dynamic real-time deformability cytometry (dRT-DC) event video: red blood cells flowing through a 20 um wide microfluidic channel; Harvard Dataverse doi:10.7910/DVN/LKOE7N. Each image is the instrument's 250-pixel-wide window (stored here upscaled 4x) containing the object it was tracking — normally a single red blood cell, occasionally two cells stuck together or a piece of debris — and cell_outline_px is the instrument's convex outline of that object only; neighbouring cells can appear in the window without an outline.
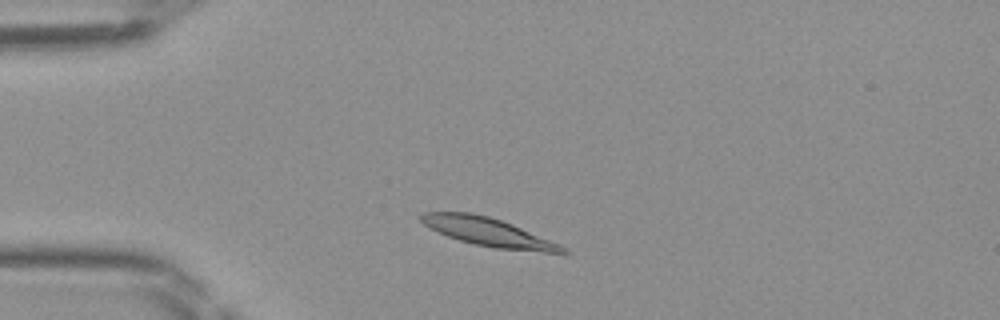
{"species": "Egyptian fruit bat (a non-hibernating species)", "species_latin": "Rousettus aegyptiacus", "temperature_condition": "room temperature", "stored_images_in_passage": 41, "camera_frame_rate_fps": 3000, "um_per_image_px": 0.085, "frame": {"image": 1, "passage_image": 5, "time_ms": 1.333, "image_size_px": [1000, 320], "cell_outline_px": [[572, 252], [544, 252], [496, 248], [476, 244], [460, 240], [448, 236], [424, 224], [420, 220], [420, 216], [424, 212], [472, 212], [488, 216], [512, 224], [560, 244], [568, 248]], "centroid_in_image_um": [41.53, 19.72], "position_along_channel_um": 43.5, "area_um2": 22.95}}
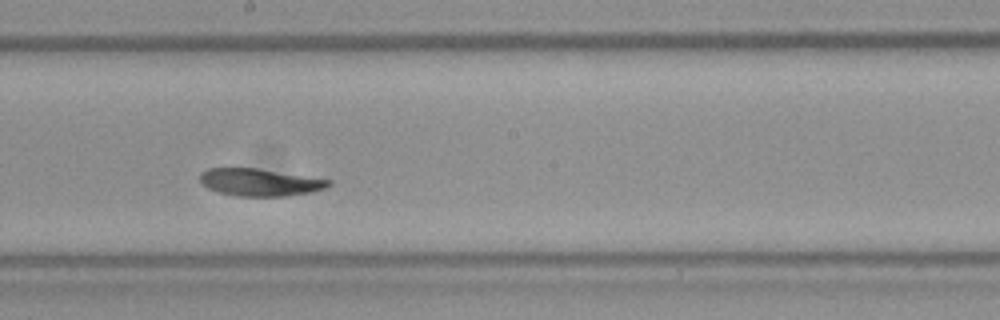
{"frame": {"image": 2, "passage_image": 20, "time_ms": 6.333, "image_size_px": [1000, 320], "cell_outline_px": [[332, 184], [328, 188], [312, 192], [288, 196], [236, 196], [220, 192], [208, 188], [200, 180], [200, 172], [208, 168], [256, 168], [332, 180]], "centroid_in_image_um": [22.13, 15.49], "position_along_channel_um": 226.1, "area_um2": 20.52}}
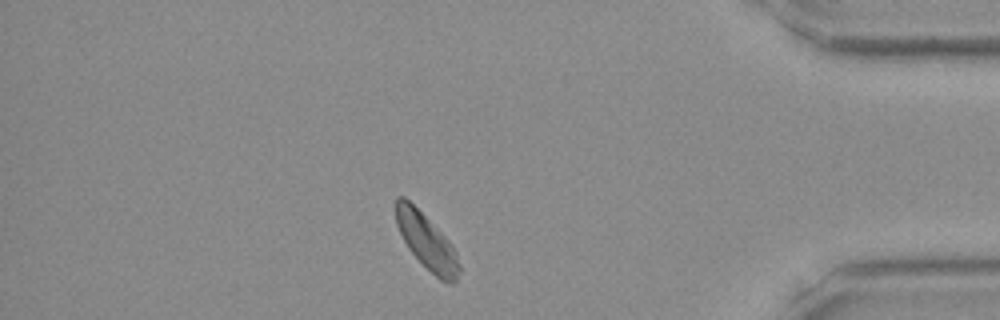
{"frame": {"image": 3, "passage_image": 35, "time_ms": 11.333, "image_size_px": [1000, 320], "cell_outline_px": [[460, 272], [456, 280], [452, 284], [448, 284], [440, 280], [408, 248], [396, 224], [396, 196], [404, 196], [452, 244], [456, 252], [460, 264]], "centroid_in_image_um": [36.29, 20.56], "position_along_channel_um": 398.9, "area_um2": 19.88}}